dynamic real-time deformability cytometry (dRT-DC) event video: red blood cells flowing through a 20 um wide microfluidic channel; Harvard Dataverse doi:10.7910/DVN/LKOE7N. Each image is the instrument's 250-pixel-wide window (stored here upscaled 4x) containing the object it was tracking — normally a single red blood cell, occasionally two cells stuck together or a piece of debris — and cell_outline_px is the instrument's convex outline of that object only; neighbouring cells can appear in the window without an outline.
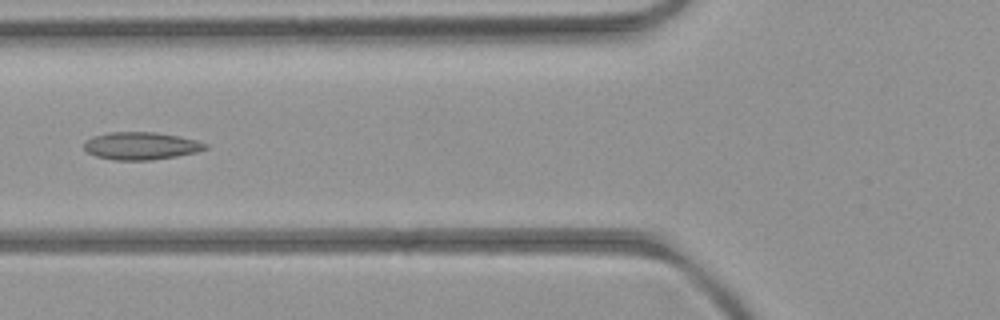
{"species": "common noctule bat (a hibernating species)", "species_latin": "Nyctalus noctula", "temperature_condition": "room temperature", "stored_images_in_passage": 7, "camera_frame_rate_fps": 3000, "um_per_image_px": 0.085, "animal": {"sex": "female", "body_mass_g": 21.9}, "frame": {"image": 1, "passage_image": 7, "time_ms": 6.667, "image_size_px": [1000, 320], "cell_outline_px": [[208, 148], [196, 152], [176, 156], [152, 160], [112, 160], [96, 156], [88, 152], [84, 148], [84, 140], [96, 136], [112, 132], [152, 132], [176, 136], [196, 140], [208, 144]], "centroid_in_image_um": [11.98, 12.41], "position_along_channel_um": 113.8, "area_um2": 19.31}}